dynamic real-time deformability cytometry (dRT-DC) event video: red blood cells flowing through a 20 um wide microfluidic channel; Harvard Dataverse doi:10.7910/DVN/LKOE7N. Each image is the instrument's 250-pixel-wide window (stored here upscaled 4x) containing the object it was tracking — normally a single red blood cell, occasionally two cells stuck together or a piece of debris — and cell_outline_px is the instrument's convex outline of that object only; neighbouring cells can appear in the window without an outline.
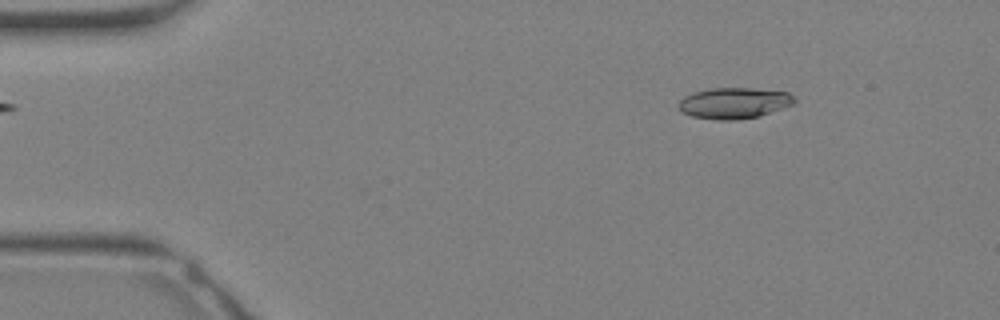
{"species": "Egyptian fruit bat (a non-hibernating species)", "species_latin": "Rousettus aegyptiacus", "temperature_condition": "warm", "stored_images_in_passage": 33, "camera_frame_rate_fps": 3000, "um_per_image_px": 0.085, "animal": {"sex": "female"}, "frame": {"image": 1, "passage_image": 5, "time_ms": 1.333, "image_size_px": [1000, 320], "cell_outline_px": [[796, 100], [792, 104], [760, 116], [736, 120], [720, 120], [692, 116], [684, 112], [680, 108], [680, 100], [684, 96], [692, 92], [712, 88], [752, 88], [788, 92]], "centroid_in_image_um": [62.4, 8.75], "position_along_channel_um": 22.6, "area_um2": 20.69}}
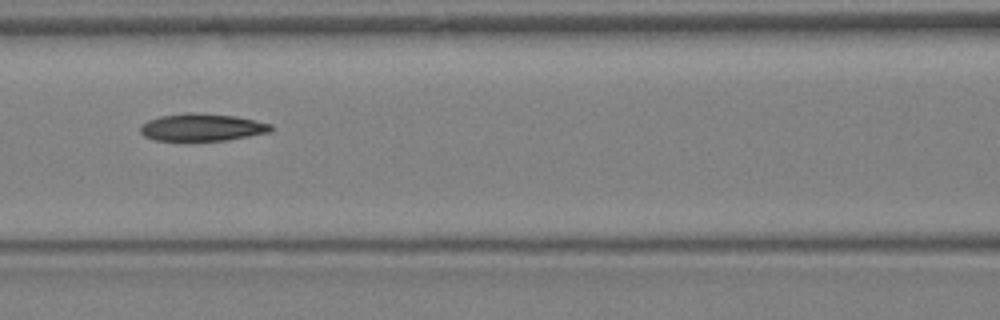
{"frame": {"image": 2, "passage_image": 15, "time_ms": 4.667, "image_size_px": [1000, 320], "cell_outline_px": [[272, 132], [224, 140], [156, 140], [144, 136], [140, 132], [140, 124], [148, 120], [160, 116], [188, 112], [192, 112], [236, 116], [256, 120], [272, 124]], "centroid_in_image_um": [17.17, 10.81], "position_along_channel_um": 149.4, "area_um2": 20.81}}
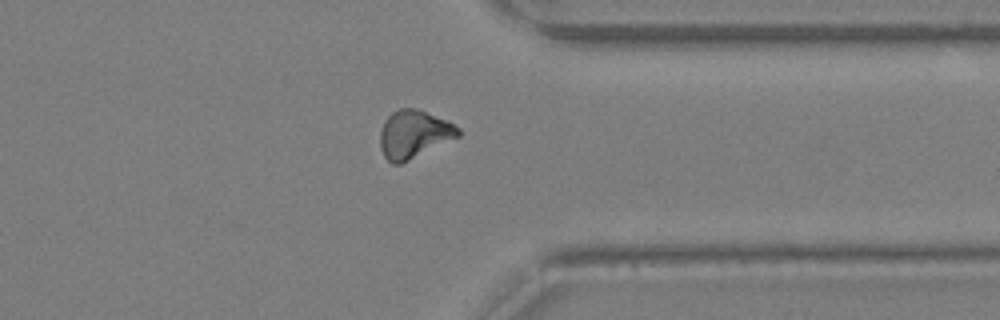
{"frame": {"image": 3, "passage_image": 26, "time_ms": 8.333, "image_size_px": [1000, 320], "cell_outline_px": [[460, 136], [400, 164], [392, 164], [384, 156], [380, 148], [380, 132], [384, 120], [392, 112], [400, 108], [416, 108], [444, 120], [460, 128]], "centroid_in_image_um": [35.15, 11.41], "position_along_channel_um": 376.3, "area_um2": 21.56}}